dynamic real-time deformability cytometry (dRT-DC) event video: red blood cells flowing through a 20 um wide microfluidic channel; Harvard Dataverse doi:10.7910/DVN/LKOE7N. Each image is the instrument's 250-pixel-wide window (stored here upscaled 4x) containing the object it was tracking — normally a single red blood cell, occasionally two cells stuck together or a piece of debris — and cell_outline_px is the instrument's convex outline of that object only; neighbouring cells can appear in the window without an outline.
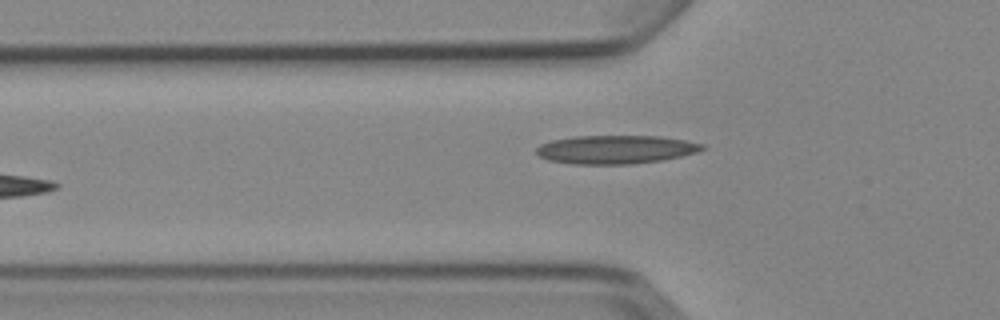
{"species": "Egyptian fruit bat (a non-hibernating species)", "species_latin": "Rousettus aegyptiacus", "temperature_condition": "cold", "stored_images_in_passage": 6, "camera_frame_rate_fps": 3000, "um_per_image_px": 0.085, "animal": {"sex": "female"}, "frame": {"image": 1, "passage_image": 6, "time_ms": 6.0, "image_size_px": [1000, 320], "cell_outline_px": [[704, 148], [696, 152], [664, 160], [632, 164], [572, 164], [548, 160], [540, 156], [536, 152], [536, 148], [540, 144], [552, 140], [572, 136], [660, 136], [684, 140], [704, 144]], "centroid_in_image_um": [52.31, 12.71], "position_along_channel_um": 73.5, "area_um2": 27.57}}